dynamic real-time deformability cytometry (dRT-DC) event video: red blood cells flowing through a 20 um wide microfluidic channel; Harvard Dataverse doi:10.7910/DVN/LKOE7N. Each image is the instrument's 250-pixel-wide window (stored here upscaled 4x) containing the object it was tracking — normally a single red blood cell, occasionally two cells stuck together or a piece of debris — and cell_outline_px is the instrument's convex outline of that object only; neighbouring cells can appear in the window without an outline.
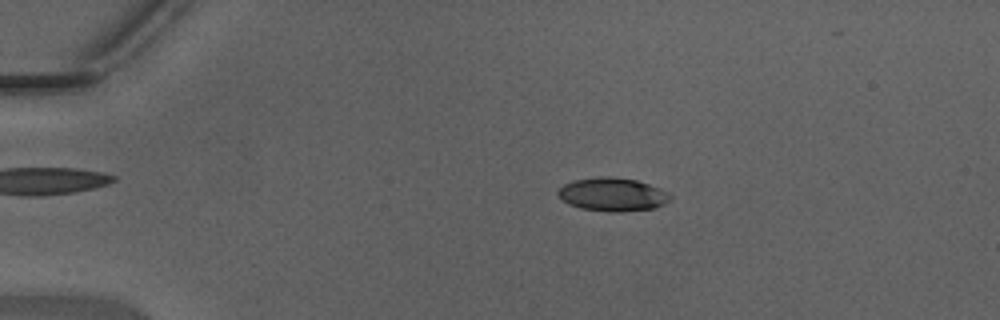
{"species": "Egyptian fruit bat (a non-hibernating species)", "species_latin": "Rousettus aegyptiacus", "temperature_condition": "warm", "stored_images_in_passage": 30, "camera_frame_rate_fps": 3000, "um_per_image_px": 0.085, "animal": {"sex": "male"}, "frame": {"image": 1, "passage_image": 1, "time_ms": 0.0, "image_size_px": [1000, 320], "cell_outline_px": [[672, 196], [664, 204], [656, 208], [620, 212], [612, 212], [580, 208], [568, 204], [556, 192], [564, 184], [572, 180], [596, 176], [608, 176], [636, 180], [660, 188], [668, 192]], "centroid_in_image_um": [52.06, 16.52], "position_along_channel_um": 32.9, "area_um2": 21.91}}
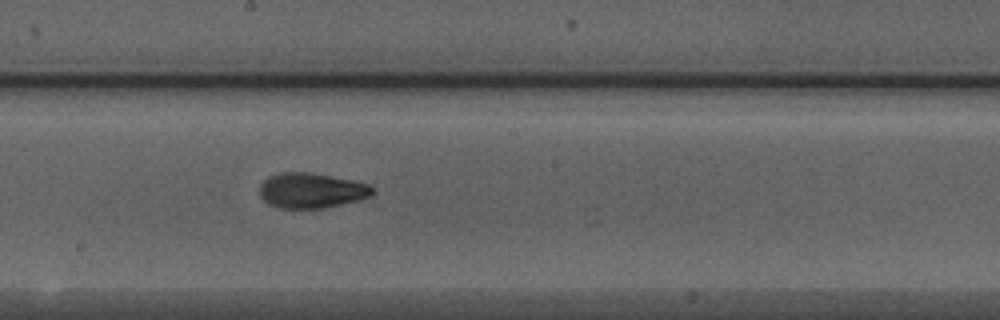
{"frame": {"image": 2, "passage_image": 18, "time_ms": 5.667, "image_size_px": [1000, 320], "cell_outline_px": [[372, 196], [360, 200], [324, 208], [280, 208], [268, 204], [260, 196], [260, 184], [268, 176], [280, 172], [308, 172], [352, 180], [368, 184], [372, 188]], "centroid_in_image_um": [26.44, 16.19], "position_along_channel_um": 221.8, "area_um2": 23.12}}
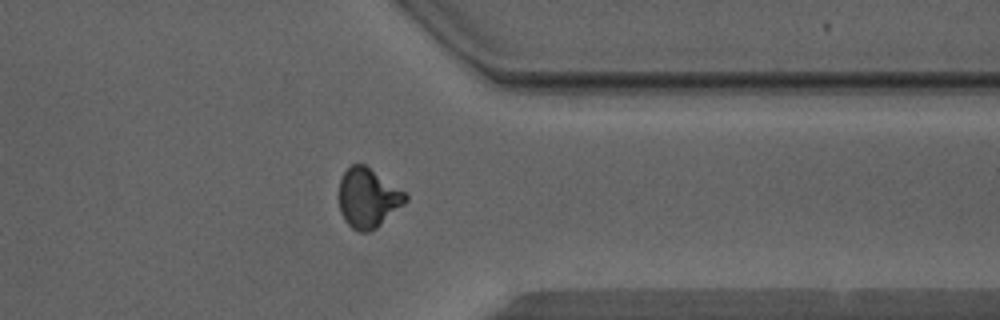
{"frame": {"image": 3, "passage_image": 29, "time_ms": 9.333, "image_size_px": [1000, 320], "cell_outline_px": [[408, 200], [404, 204], [376, 228], [368, 232], [360, 232], [352, 228], [344, 220], [340, 212], [340, 180], [344, 172], [352, 164], [364, 164], [408, 192]], "centroid_in_image_um": [31.31, 16.82], "position_along_channel_um": 380.1, "area_um2": 23.12}, "authors_computed_cell_mechanics": {"area_um2": 22.4264, "velocity_mm_per_s": 4.432, "shape_relaxation_time_tau1_ms": 3.5105, "shape_relaxation_time_tau2_ms": 1.1467, "deformation_change_tau1": 0.1601, "deformation_change_tau2": 0.0787}}